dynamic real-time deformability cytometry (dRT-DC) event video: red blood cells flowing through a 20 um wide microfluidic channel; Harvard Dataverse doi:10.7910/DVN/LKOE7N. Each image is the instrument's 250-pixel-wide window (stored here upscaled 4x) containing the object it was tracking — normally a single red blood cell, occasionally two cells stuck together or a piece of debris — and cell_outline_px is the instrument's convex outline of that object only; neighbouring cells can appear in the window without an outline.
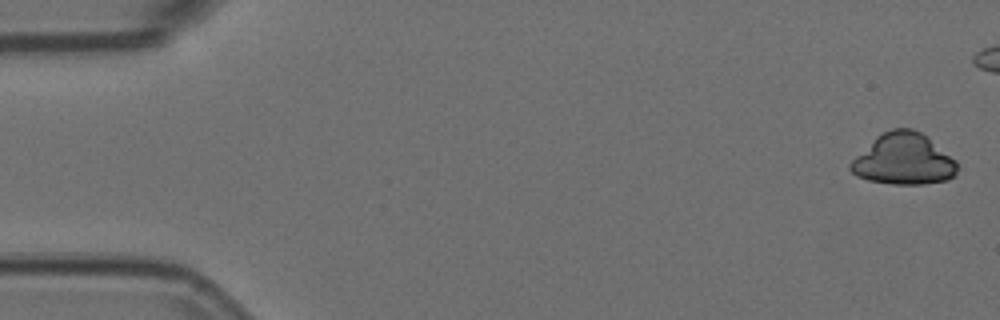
{"species": "Egyptian fruit bat (a non-hibernating species)", "species_latin": "Rousettus aegyptiacus", "temperature_condition": "room temperature", "stored_images_in_passage": 5, "camera_frame_rate_fps": 3000, "um_per_image_px": 0.085, "animal": {"sex": "female"}, "frame": {"image": 1, "passage_image": 1, "time_ms": 0.0, "image_size_px": [1000, 320], "cell_outline_px": [[960, 168], [956, 176], [948, 180], [924, 184], [892, 184], [868, 180], [856, 176], [848, 168], [848, 164], [876, 136], [892, 128], [912, 128], [920, 132], [956, 160]], "centroid_in_image_um": [76.82, 13.56], "position_along_channel_um": 8.2, "area_um2": 31.96}}